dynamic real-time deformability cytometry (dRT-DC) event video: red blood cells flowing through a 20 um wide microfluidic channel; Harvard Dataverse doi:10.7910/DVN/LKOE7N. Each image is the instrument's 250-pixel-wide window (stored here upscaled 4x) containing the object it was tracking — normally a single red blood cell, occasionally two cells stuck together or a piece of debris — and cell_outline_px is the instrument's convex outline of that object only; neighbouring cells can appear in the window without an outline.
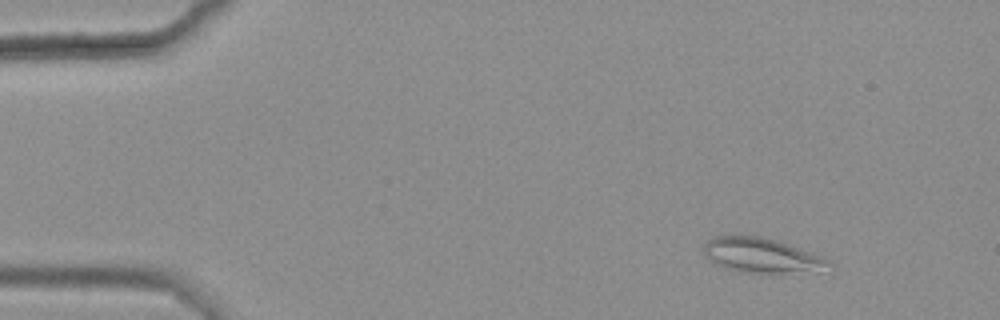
{"species": "common noctule bat (a hibernating species)", "species_latin": "Nyctalus noctula", "temperature_condition": "warm", "stored_images_in_passage": 42, "camera_frame_rate_fps": 3000, "um_per_image_px": 0.085, "animal": {"sex": "female", "body_mass_g": 25.1}, "frame": {"image": 1, "passage_image": 1, "time_ms": 0.0, "image_size_px": [1000, 320], "cell_outline_px": [[832, 264], [784, 272], [740, 272], [724, 268], [716, 264], [704, 256], [704, 244], [712, 236], [760, 236], [824, 256]], "centroid_in_image_um": [64.54, 21.67], "position_along_channel_um": 20.5, "area_um2": 24.04}}
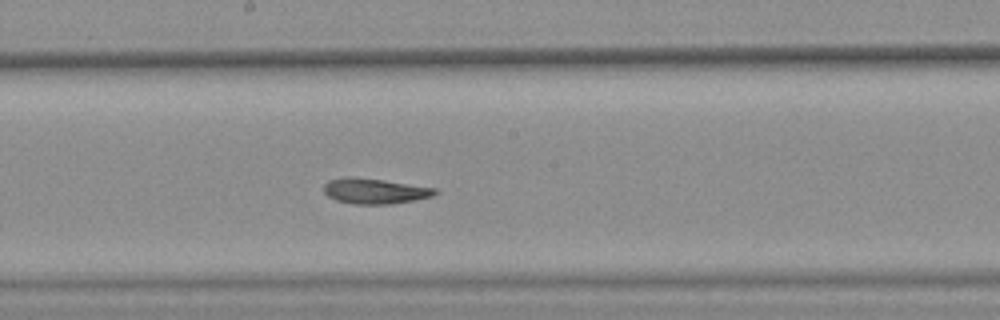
{"frame": {"image": 2, "passage_image": 25, "time_ms": 8.0, "image_size_px": [1000, 320], "cell_outline_px": [[440, 192], [432, 196], [392, 204], [352, 204], [336, 200], [328, 196], [324, 192], [324, 184], [328, 180], [344, 176], [348, 176], [384, 180], [436, 188]], "centroid_in_image_um": [31.83, 16.23], "position_along_channel_um": 216.4, "area_um2": 16.53}}
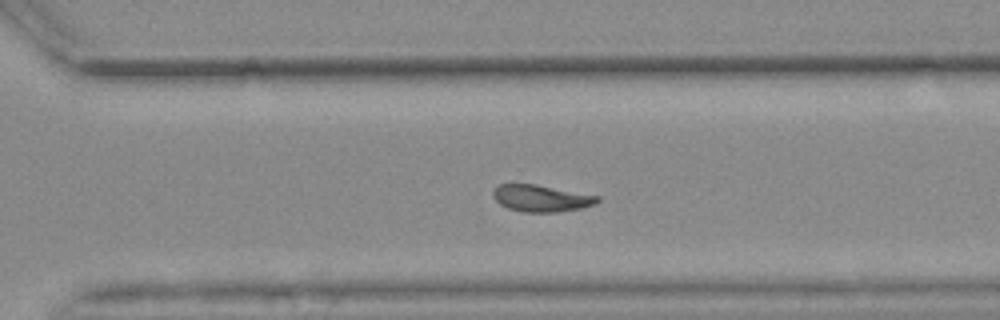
{"frame": {"image": 3, "passage_image": 34, "time_ms": 11.0, "image_size_px": [1000, 320], "cell_outline_px": [[600, 200], [596, 204], [580, 208], [556, 212], [524, 212], [508, 208], [500, 204], [492, 196], [492, 192], [500, 184], [536, 184], [600, 196]], "centroid_in_image_um": [46.02, 16.85], "position_along_channel_um": 324.6, "area_um2": 16.24}, "authors_computed_cell_mechanics": {"area_um2": 16.9932, "velocity_mm_per_s": 3.6089, "shape_relaxation_time_tau1_ms": null, "shape_relaxation_time_tau2_ms": 5.2513, "deformation_change_tau1": null, "deformation_change_tau2": 0.1219}}